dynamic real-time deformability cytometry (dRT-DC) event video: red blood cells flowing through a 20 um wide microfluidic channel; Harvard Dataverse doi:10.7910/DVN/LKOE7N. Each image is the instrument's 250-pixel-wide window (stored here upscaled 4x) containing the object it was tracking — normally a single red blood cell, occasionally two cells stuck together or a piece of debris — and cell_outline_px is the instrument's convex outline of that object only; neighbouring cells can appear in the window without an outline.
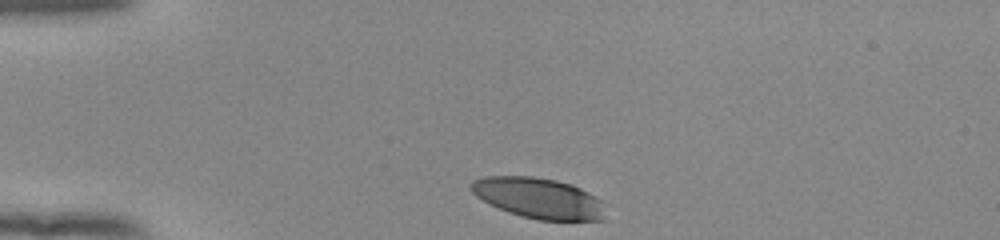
{"species": "human", "species_latin": "Homo sapiens", "temperature_condition": "room temperature", "stored_images_in_passage": 33, "camera_frame_rate_fps": 3000, "um_per_image_px": 0.085, "donor": {"sex": "female"}, "frame": {"image": 1, "passage_image": 1, "time_ms": 0.0, "image_size_px": [1000, 240], "cell_outline_px": [[608, 220], [536, 220], [520, 216], [508, 212], [476, 196], [468, 188], [468, 184], [472, 180], [484, 176], [532, 176], [556, 180], [572, 184], [596, 196], [600, 200]], "centroid_in_image_um": [45.78, 16.83], "position_along_channel_um": 39.2, "area_um2": 32.02}}
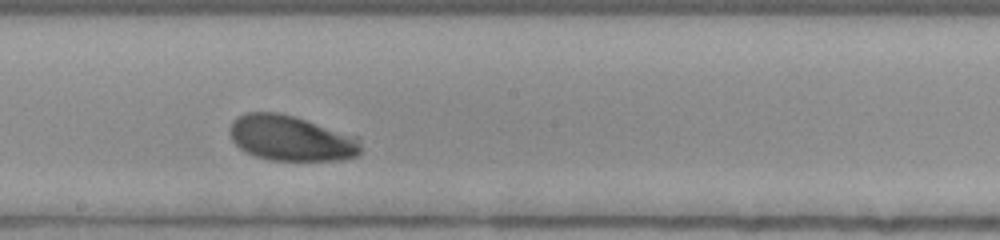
{"frame": {"image": 2, "passage_image": 19, "time_ms": 6.0, "image_size_px": [1000, 240], "cell_outline_px": [[360, 156], [340, 160], [272, 160], [256, 156], [244, 152], [232, 140], [232, 120], [236, 116], [248, 112], [276, 112], [292, 116], [360, 136]], "centroid_in_image_um": [24.79, 11.75], "position_along_channel_um": 223.4, "area_um2": 34.68}}
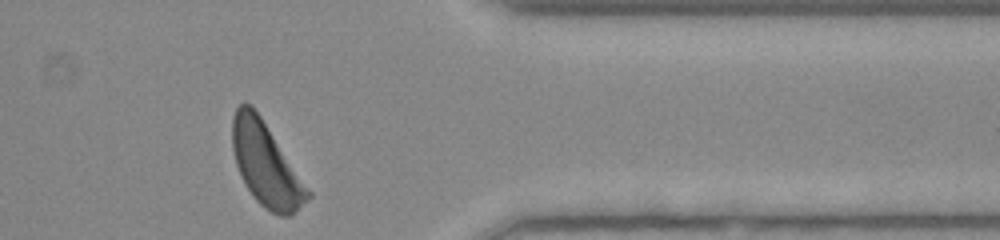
{"frame": {"image": 3, "passage_image": 33, "time_ms": 10.667, "image_size_px": [1000, 240], "cell_outline_px": [[312, 196], [292, 216], [280, 216], [272, 212], [260, 204], [256, 200], [248, 188], [236, 164], [232, 148], [232, 116], [236, 108], [240, 104], [252, 104], [312, 192]], "centroid_in_image_um": [22.63, 13.99], "position_along_channel_um": 388.8, "area_um2": 36.24}, "authors_computed_cell_mechanics": {"area_um2": 34.7956, "velocity_mm_per_s": 3.8138, "shape_relaxation_time_tau1_ms": 1.8922, "shape_relaxation_time_tau2_ms": null, "deformation_change_tau1": 0.1188, "deformation_change_tau2": null}}